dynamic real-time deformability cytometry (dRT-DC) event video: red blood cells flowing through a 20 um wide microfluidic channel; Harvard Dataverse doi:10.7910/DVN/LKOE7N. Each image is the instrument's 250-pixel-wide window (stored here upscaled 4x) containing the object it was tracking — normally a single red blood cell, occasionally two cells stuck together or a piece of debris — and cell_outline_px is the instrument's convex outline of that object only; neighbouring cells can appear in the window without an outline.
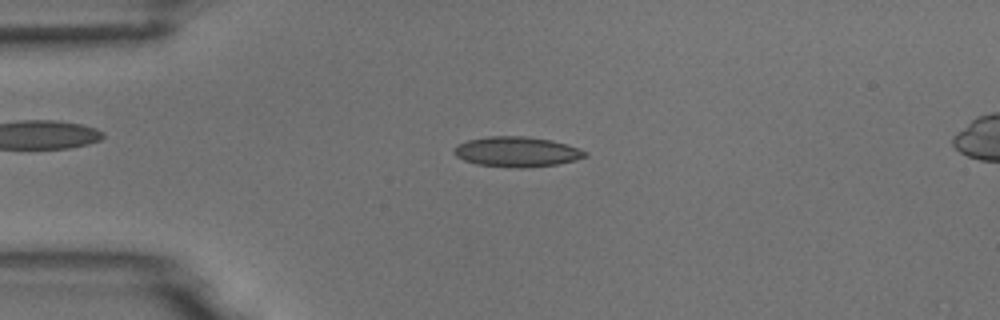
{"species": "common noctule bat (a hibernating species)", "species_latin": "Nyctalus noctula", "temperature_condition": "room temperature", "stored_images_in_passage": 53, "camera_frame_rate_fps": 3000, "um_per_image_px": 0.085, "animal": {"sex": "male", "body_mass_g": 18.8}, "frame": {"image": 1, "passage_image": 12, "time_ms": 3.667, "image_size_px": [1000, 320], "cell_outline_px": [[588, 156], [576, 160], [556, 164], [524, 168], [516, 168], [476, 164], [464, 160], [456, 156], [452, 152], [452, 148], [456, 144], [468, 140], [488, 136], [524, 136], [552, 140], [568, 144], [588, 152]], "centroid_in_image_um": [43.91, 12.9], "position_along_channel_um": 41.1, "area_um2": 23.24}}
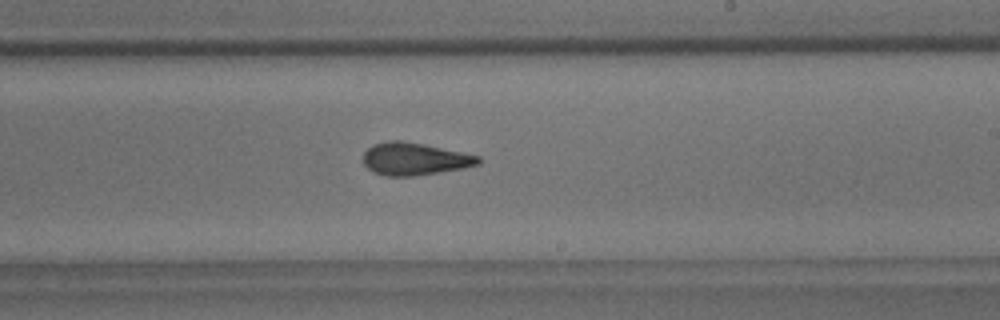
{"frame": {"image": 2, "passage_image": 31, "time_ms": 10.0, "image_size_px": [1000, 320], "cell_outline_px": [[480, 164], [464, 168], [440, 172], [412, 176], [388, 176], [376, 172], [368, 168], [364, 164], [364, 152], [372, 144], [388, 140], [400, 140], [424, 144], [464, 152], [480, 156]], "centroid_in_image_um": [35.26, 13.49], "position_along_channel_um": 253.7, "area_um2": 21.79}}
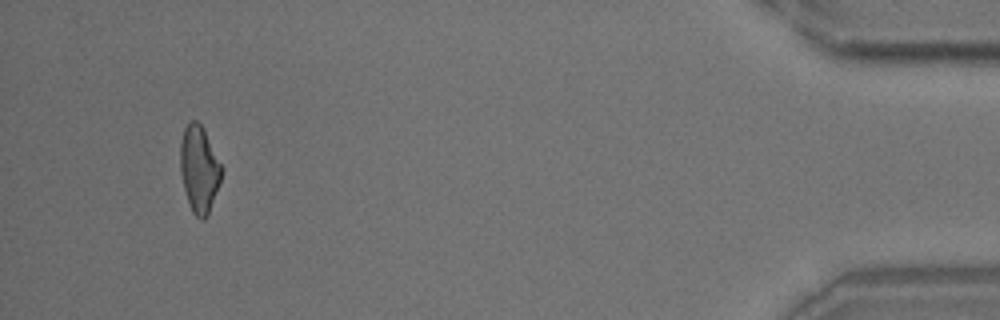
{"frame": {"image": 3, "passage_image": 50, "time_ms": 16.333, "image_size_px": [1000, 320], "cell_outline_px": [[220, 180], [208, 216], [204, 220], [200, 220], [192, 212], [188, 204], [180, 172], [180, 140], [184, 128], [192, 120], [196, 120], [204, 128], [220, 164]], "centroid_in_image_um": [16.89, 14.39], "position_along_channel_um": 418.3, "area_um2": 20.63}, "authors_computed_cell_mechanics": {"area_um2": 21.675, "velocity_mm_per_s": 3.7362, "shape_relaxation_time_tau1_ms": 8.6337, "shape_relaxation_time_tau2_ms": 2.5205, "deformation_change_tau1": 0.1877, "deformation_change_tau2": 0.0982}}